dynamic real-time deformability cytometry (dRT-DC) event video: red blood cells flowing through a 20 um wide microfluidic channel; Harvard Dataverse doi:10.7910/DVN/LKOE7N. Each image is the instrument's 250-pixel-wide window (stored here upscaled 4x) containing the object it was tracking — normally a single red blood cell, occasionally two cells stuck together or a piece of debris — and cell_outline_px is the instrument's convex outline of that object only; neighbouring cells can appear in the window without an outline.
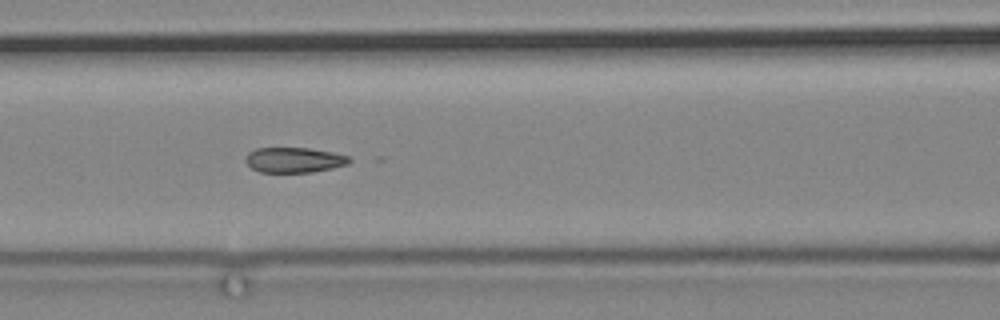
{"species": "common noctule bat (a hibernating species)", "species_latin": "Nyctalus noctula", "temperature_condition": "cold", "stored_images_in_passage": 13, "camera_frame_rate_fps": 3000, "um_per_image_px": 0.085, "animal": {"sex": "male", "body_mass_g": 19.2, "forearm_length_mm": 51.8}, "frame": {"image": 1, "passage_image": 11, "time_ms": 12.667, "image_size_px": [1000, 320], "cell_outline_px": [[352, 160], [348, 164], [332, 168], [312, 172], [260, 172], [252, 168], [244, 160], [248, 152], [256, 148], [308, 148], [332, 152], [352, 156]], "centroid_in_image_um": [25.03, 13.59], "position_along_channel_um": 141.6, "area_um2": 15.32}}
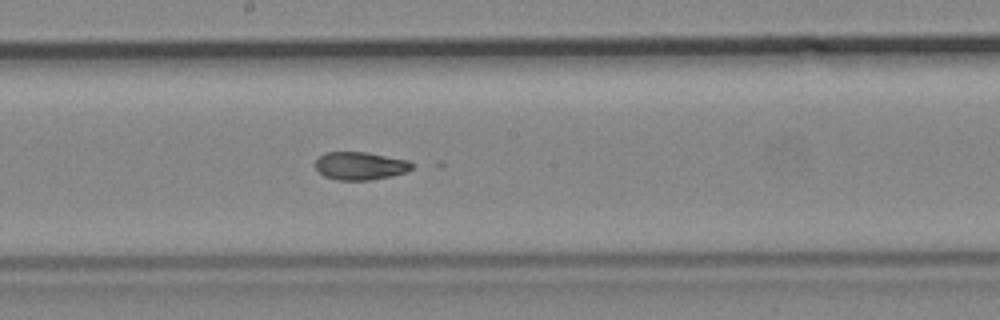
{"frame": {"image": 2, "passage_image": 13, "time_ms": 15.0, "image_size_px": [1000, 320], "cell_outline_px": [[416, 164], [412, 168], [404, 172], [392, 176], [368, 180], [336, 180], [324, 176], [316, 168], [316, 160], [324, 152], [368, 152], [408, 160]], "centroid_in_image_um": [30.64, 14.09], "position_along_channel_um": 217.6, "area_um2": 15.78}}